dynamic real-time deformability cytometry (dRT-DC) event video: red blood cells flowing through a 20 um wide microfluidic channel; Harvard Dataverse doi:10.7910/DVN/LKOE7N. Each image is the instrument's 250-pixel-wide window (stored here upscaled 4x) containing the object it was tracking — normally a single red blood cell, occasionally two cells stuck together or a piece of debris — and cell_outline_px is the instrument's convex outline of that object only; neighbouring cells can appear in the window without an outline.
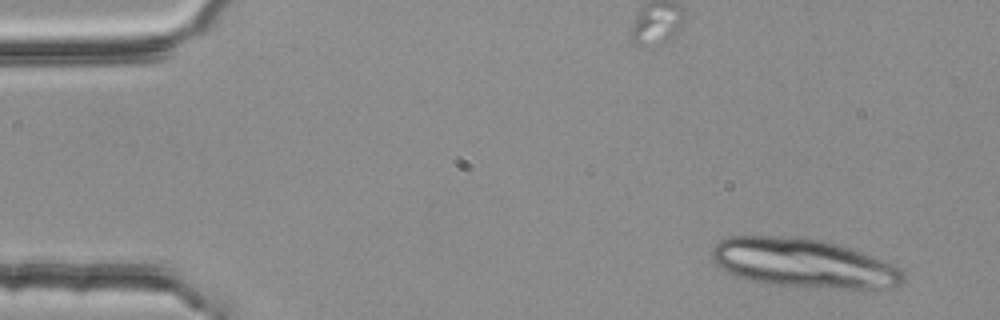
{"species": "common noctule bat (a hibernating species)", "species_latin": "Nyctalus noctula", "temperature_condition": "room temperature", "stored_images_in_passage": 3, "camera_frame_rate_fps": 3000, "um_per_image_px": 0.085, "animal": {"sex": "female", "body_mass_g": 25.1}, "frame": {"image": 1, "passage_image": 1, "time_ms": 0.0, "image_size_px": [1000, 320], "cell_outline_px": [[904, 284], [888, 288], [832, 288], [764, 284], [748, 280], [728, 272], [716, 264], [712, 260], [712, 248], [720, 240], [732, 236], [804, 236], [824, 240], [860, 252], [888, 264], [904, 272]], "centroid_in_image_um": [68.23, 22.36], "position_along_channel_um": 16.8, "area_um2": 54.33}}